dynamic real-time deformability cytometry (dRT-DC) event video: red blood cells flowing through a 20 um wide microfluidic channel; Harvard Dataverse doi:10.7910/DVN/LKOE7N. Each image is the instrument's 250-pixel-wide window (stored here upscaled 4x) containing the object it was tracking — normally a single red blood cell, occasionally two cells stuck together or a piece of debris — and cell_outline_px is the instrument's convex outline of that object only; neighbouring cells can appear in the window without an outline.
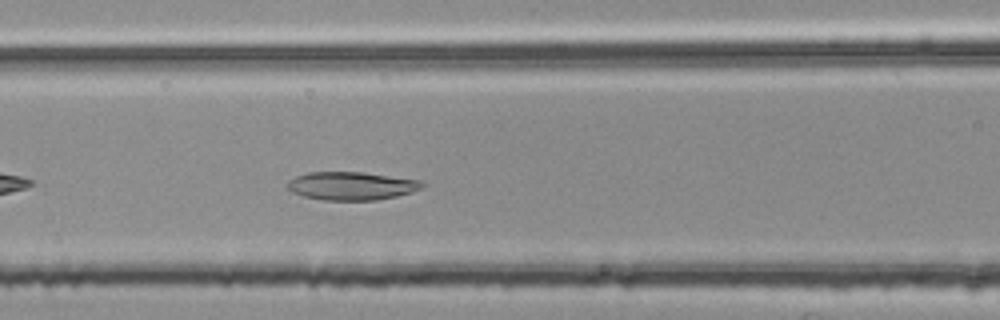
{"species": "common noctule bat (a hibernating species)", "species_latin": "Nyctalus noctula", "temperature_condition": "room temperature", "stored_images_in_passage": 33, "camera_frame_rate_fps": 3000, "um_per_image_px": 0.085, "animal": {"sex": "female", "body_mass_g": 25.1}, "frame": {"image": 1, "passage_image": 9, "time_ms": 2.667, "image_size_px": [1000, 320], "cell_outline_px": [[428, 184], [412, 192], [396, 196], [376, 200], [324, 200], [304, 196], [292, 192], [284, 188], [288, 180], [296, 176], [308, 172], [360, 172], [420, 180]], "centroid_in_image_um": [29.84, 15.8], "position_along_channel_um": 136.8, "area_um2": 22.2}}
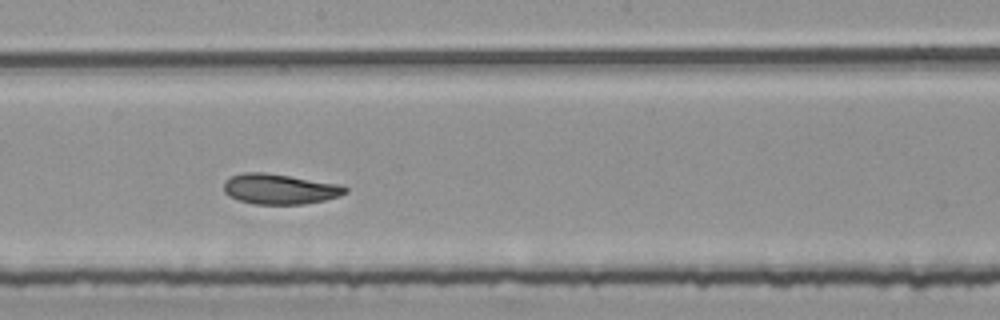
{"frame": {"image": 2, "passage_image": 16, "time_ms": 5.0, "image_size_px": [1000, 320], "cell_outline_px": [[348, 192], [340, 196], [324, 200], [304, 204], [252, 204], [228, 196], [224, 192], [224, 180], [232, 176], [244, 172], [260, 172], [288, 176], [336, 184], [348, 188]], "centroid_in_image_um": [23.74, 16.08], "position_along_channel_um": 224.5, "area_um2": 21.21}}
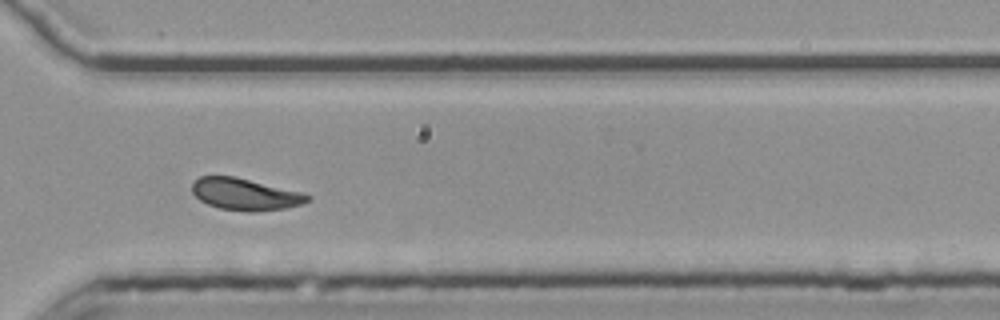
{"frame": {"image": 3, "passage_image": 26, "time_ms": 8.333, "image_size_px": [1000, 320], "cell_outline_px": [[312, 200], [304, 204], [284, 208], [256, 212], [248, 212], [220, 208], [208, 204], [200, 200], [192, 192], [192, 184], [200, 176], [232, 176], [300, 192], [312, 196]], "centroid_in_image_um": [20.86, 16.53], "position_along_channel_um": 349.7, "area_um2": 21.21}, "authors_computed_cell_mechanics": {"area_um2": 21.386, "velocity_mm_per_s": 3.7622, "shape_relaxation_time_tau1_ms": null, "shape_relaxation_time_tau2_ms": 4.2848, "deformation_change_tau1": null, "deformation_change_tau2": 0.1065}}